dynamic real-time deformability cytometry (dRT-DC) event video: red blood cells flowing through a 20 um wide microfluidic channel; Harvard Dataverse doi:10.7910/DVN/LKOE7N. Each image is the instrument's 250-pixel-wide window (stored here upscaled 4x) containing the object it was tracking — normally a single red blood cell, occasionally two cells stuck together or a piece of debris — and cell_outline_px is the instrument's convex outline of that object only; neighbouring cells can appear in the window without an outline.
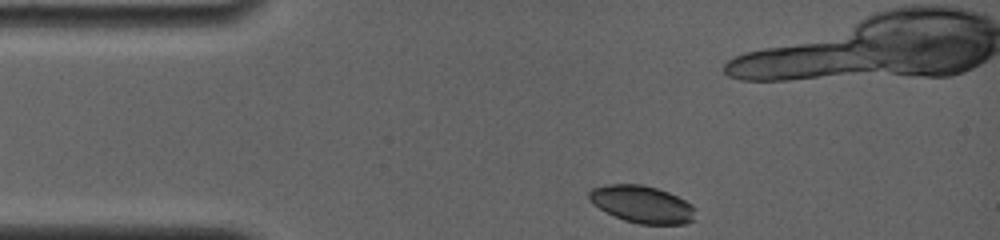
{"species": "common noctule bat (a hibernating species)", "species_latin": "Nyctalus noctula", "temperature_condition": "room temperature", "stored_images_in_passage": 57, "camera_frame_rate_fps": 4000, "um_per_image_px": 0.085, "animal": {"sex": "female", "body_mass_g": 19.0, "forearm_length_mm": 56.7}, "frame": {"image": 1, "passage_image": 1, "time_ms": 0.0, "image_size_px": [1000, 240], "cell_outline_px": [[696, 208], [692, 220], [684, 224], [640, 224], [624, 220], [592, 204], [588, 200], [588, 192], [592, 188], [608, 184], [644, 184], [668, 192], [692, 204]], "centroid_in_image_um": [54.56, 17.35], "position_along_channel_um": 30.4, "area_um2": 23.0}}
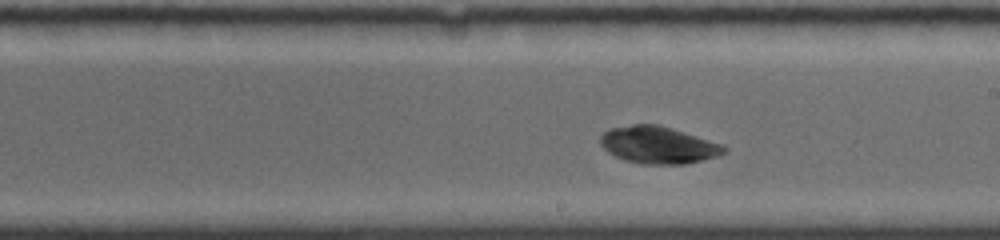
{"frame": {"image": 2, "passage_image": 31, "time_ms": 6.5, "image_size_px": [1000, 240], "cell_outline_px": [[728, 148], [720, 156], [684, 164], [640, 164], [624, 160], [608, 152], [600, 144], [600, 136], [608, 128], [632, 124], [660, 124], [724, 144]], "centroid_in_image_um": [55.96, 12.31], "position_along_channel_um": 233.0, "area_um2": 27.11}}
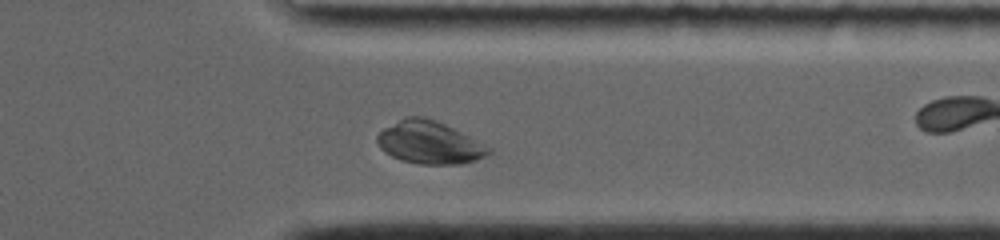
{"frame": {"image": 3, "passage_image": 49, "time_ms": 10.25, "image_size_px": [1000, 240], "cell_outline_px": [[492, 152], [476, 160], [460, 164], [420, 164], [400, 160], [384, 152], [380, 148], [376, 140], [376, 136], [384, 128], [408, 116], [420, 116], [436, 120], [492, 148]], "centroid_in_image_um": [36.48, 12.13], "position_along_channel_um": 374.9, "area_um2": 27.4}}